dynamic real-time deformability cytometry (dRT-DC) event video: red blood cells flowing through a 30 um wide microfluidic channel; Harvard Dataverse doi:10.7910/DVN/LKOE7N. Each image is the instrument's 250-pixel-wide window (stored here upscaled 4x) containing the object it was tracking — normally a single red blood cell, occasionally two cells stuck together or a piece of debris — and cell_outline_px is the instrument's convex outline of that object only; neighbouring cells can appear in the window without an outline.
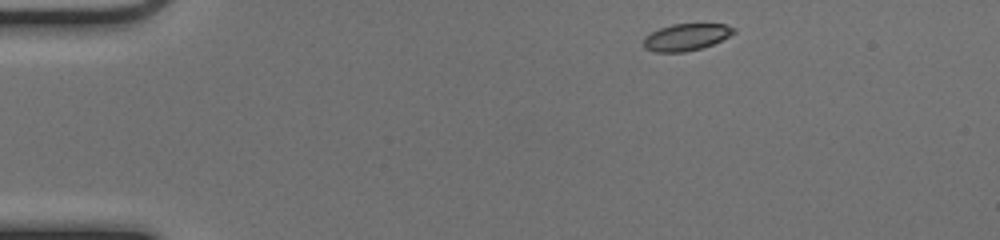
{"species": "common noctule bat (a hibernating species)", "species_latin": "Nyctalus noctula", "temperature_condition": "cold", "stored_images_in_passage": 44, "camera_frame_rate_fps": 3000, "um_per_image_px": 0.085, "animal": {"sex": "female", "body_mass_g": 17.0, "forearm_length_mm": 48.0}, "frame": {"image": 1, "passage_image": 1, "time_ms": 0.0, "image_size_px": [1000, 240], "cell_outline_px": [[736, 32], [712, 44], [700, 48], [684, 52], [656, 52], [644, 48], [644, 36], [660, 28], [672, 24], [724, 24], [736, 28]], "centroid_in_image_um": [58.31, 3.15], "position_along_channel_um": 26.7, "area_um2": 13.99}}
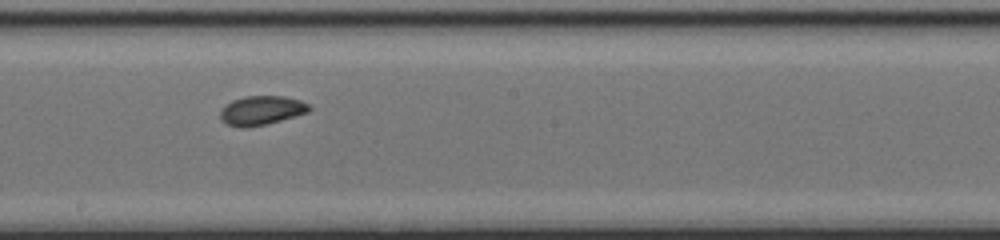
{"frame": {"image": 2, "passage_image": 22, "time_ms": 7.0, "image_size_px": [1000, 240], "cell_outline_px": [[312, 108], [308, 112], [280, 120], [264, 124], [244, 128], [240, 128], [228, 124], [220, 120], [220, 108], [232, 100], [244, 96], [284, 96], [300, 100], [308, 104]], "centroid_in_image_um": [22.19, 9.37], "position_along_channel_um": 226.0, "area_um2": 15.09}}
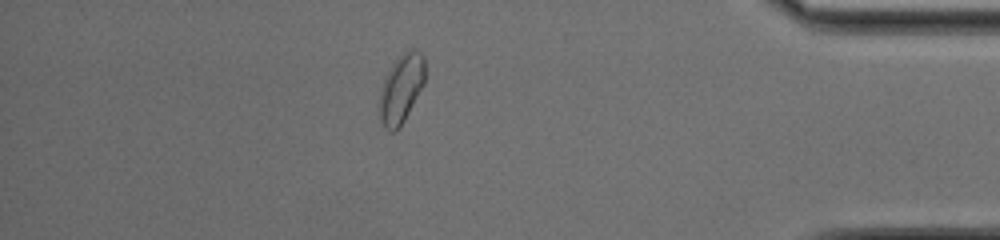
{"frame": {"image": 3, "passage_image": 38, "time_ms": 12.333, "image_size_px": [1000, 240], "cell_outline_px": [[424, 84], [400, 128], [396, 132], [388, 132], [384, 128], [380, 120], [380, 88], [392, 64], [408, 48], [412, 48], [420, 52], [424, 56]], "centroid_in_image_um": [34.1, 7.56], "position_along_channel_um": 401.1, "area_um2": 18.21}, "authors_computed_cell_mechanics": {"area_um2": 15.1725, "velocity_mm_per_s": 3.9704, "shape_relaxation_time_tau1_ms": 6.0763, "shape_relaxation_time_tau2_ms": 5.6188, "deformation_change_tau1": 0.135, "deformation_change_tau2": 0.0966}}